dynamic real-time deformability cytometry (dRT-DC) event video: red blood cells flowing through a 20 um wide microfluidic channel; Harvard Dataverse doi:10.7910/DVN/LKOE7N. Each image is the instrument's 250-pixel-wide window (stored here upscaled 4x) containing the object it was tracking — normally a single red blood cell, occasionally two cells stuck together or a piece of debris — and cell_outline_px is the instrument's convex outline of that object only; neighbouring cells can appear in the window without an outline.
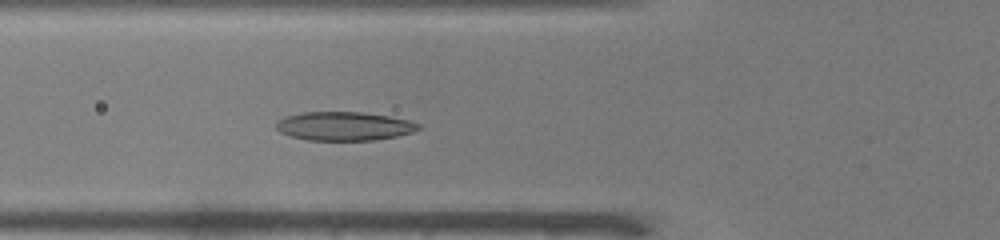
{"species": "common noctule bat (a hibernating species)", "species_latin": "Nyctalus noctula", "temperature_condition": "warm", "stored_images_in_passage": 44, "camera_frame_rate_fps": 3000, "um_per_image_px": 0.085, "animal": {"sex": "male", "body_mass_g": 19.0, "forearm_length_mm": 50.8}, "frame": {"image": 1, "passage_image": 11, "time_ms": 3.333, "image_size_px": [1000, 240], "cell_outline_px": [[424, 128], [412, 132], [396, 136], [376, 140], [308, 140], [292, 136], [280, 132], [276, 128], [276, 124], [280, 120], [288, 116], [304, 112], [360, 112], [388, 116], [408, 120], [420, 124]], "centroid_in_image_um": [29.3, 10.73], "position_along_channel_um": 96.5, "area_um2": 23.64}}
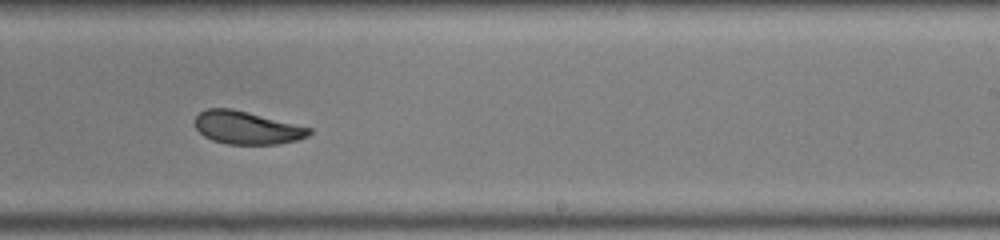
{"frame": {"image": 2, "passage_image": 24, "time_ms": 7.667, "image_size_px": [1000, 240], "cell_outline_px": [[312, 132], [308, 136], [296, 140], [280, 144], [228, 144], [212, 140], [204, 136], [196, 128], [196, 116], [200, 112], [208, 108], [232, 108], [312, 128]], "centroid_in_image_um": [20.99, 10.86], "position_along_channel_um": 268.0, "area_um2": 21.79}}
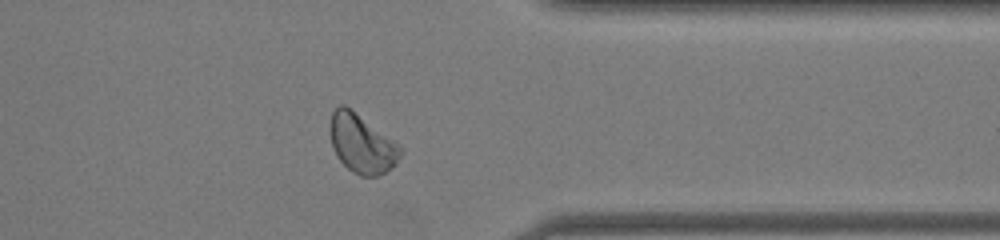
{"frame": {"image": 3, "passage_image": 33, "time_ms": 10.667, "image_size_px": [1000, 240], "cell_outline_px": [[404, 152], [396, 164], [384, 172], [376, 176], [360, 176], [352, 172], [336, 156], [332, 144], [332, 112], [340, 104], [344, 104], [352, 108], [400, 144], [404, 148]], "centroid_in_image_um": [30.82, 12.21], "position_along_channel_um": 380.6, "area_um2": 24.16}, "authors_computed_cell_mechanics": {"area_um2": 23.9292, "velocity_mm_per_s": 3.9616, "shape_relaxation_time_tau1_ms": 2.648, "shape_relaxation_time_tau2_ms": 2.807, "deformation_change_tau1": 0.107, "deformation_change_tau2": 0.078}}